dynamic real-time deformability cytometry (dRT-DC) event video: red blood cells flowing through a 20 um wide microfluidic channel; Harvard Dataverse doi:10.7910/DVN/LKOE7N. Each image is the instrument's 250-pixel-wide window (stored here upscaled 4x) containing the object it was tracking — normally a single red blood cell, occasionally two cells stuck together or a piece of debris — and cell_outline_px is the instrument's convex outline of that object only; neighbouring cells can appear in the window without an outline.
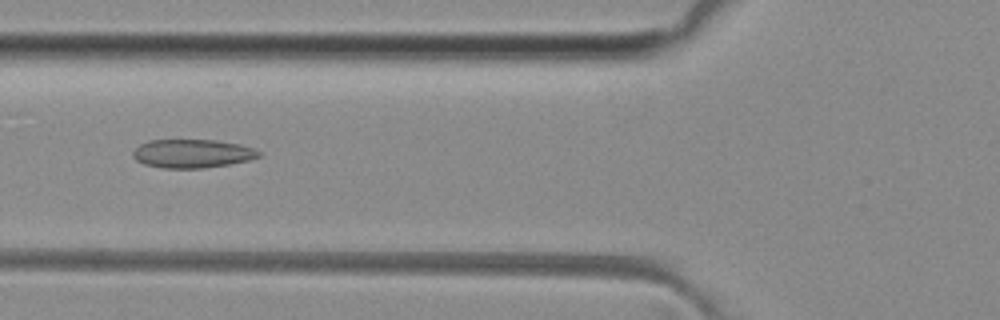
{"species": "common noctule bat (a hibernating species)", "species_latin": "Nyctalus noctula", "temperature_condition": "room temperature", "stored_images_in_passage": 13, "camera_frame_rate_fps": 3000, "um_per_image_px": 0.085, "animal": {"sex": "female", "body_mass_g": 29.2, "forearm_length_mm": 56.3}, "frame": {"image": 1, "passage_image": 4, "time_ms": 1.0, "image_size_px": [1000, 320], "cell_outline_px": [[260, 156], [248, 160], [228, 164], [204, 168], [160, 168], [144, 164], [136, 160], [132, 156], [132, 152], [140, 144], [148, 140], [216, 140], [240, 144], [252, 148], [260, 152]], "centroid_in_image_um": [16.3, 13.05], "position_along_channel_um": 109.5, "area_um2": 20.92}}
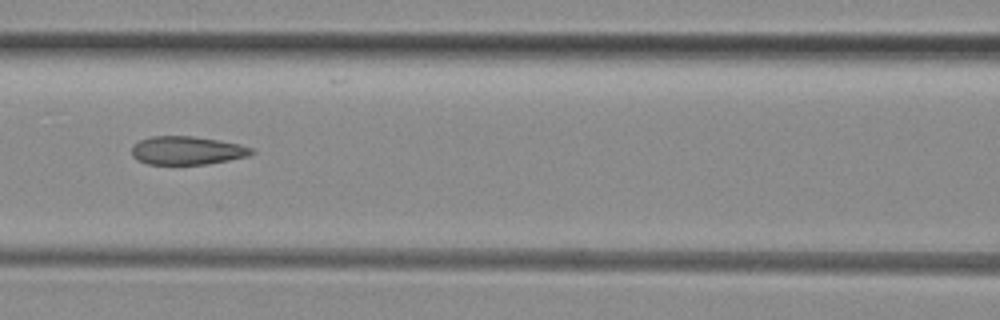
{"frame": {"image": 2, "passage_image": 7, "time_ms": 2.0, "image_size_px": [1000, 320], "cell_outline_px": [[256, 152], [248, 156], [208, 164], [148, 164], [136, 160], [132, 156], [132, 144], [140, 140], [152, 136], [192, 136], [240, 144], [252, 148]], "centroid_in_image_um": [15.88, 12.79], "position_along_channel_um": 150.7, "area_um2": 19.83}}
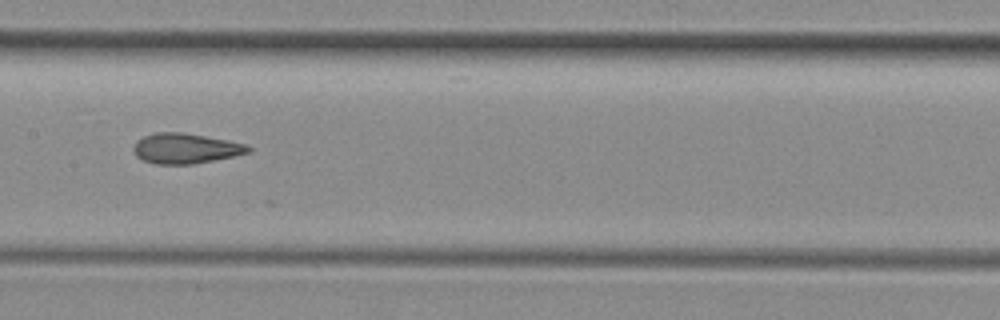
{"frame": {"image": 3, "passage_image": 10, "time_ms": 3.0, "image_size_px": [1000, 320], "cell_outline_px": [[252, 148], [248, 152], [236, 156], [192, 164], [156, 164], [144, 160], [136, 156], [132, 148], [136, 140], [144, 136], [156, 132], [184, 132], [228, 140], [248, 144]], "centroid_in_image_um": [15.77, 12.61], "position_along_channel_um": 191.6, "area_um2": 20.35}}